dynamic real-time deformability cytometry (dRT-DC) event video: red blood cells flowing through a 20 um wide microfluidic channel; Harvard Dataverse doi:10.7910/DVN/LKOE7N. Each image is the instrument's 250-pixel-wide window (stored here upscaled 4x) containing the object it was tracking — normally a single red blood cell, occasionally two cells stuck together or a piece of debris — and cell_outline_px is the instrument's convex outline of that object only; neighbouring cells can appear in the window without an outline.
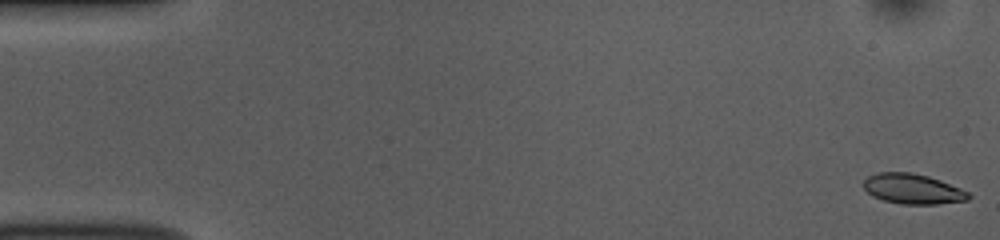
{"species": "common noctule bat (a hibernating species)", "species_latin": "Nyctalus noctula", "temperature_condition": "room temperature", "stored_images_in_passage": 53, "camera_frame_rate_fps": 3000, "um_per_image_px": 0.085, "animal": {"sex": "female", "body_mass_g": 10.0, "forearm_length_mm": 53.1}, "frame": {"image": 1, "passage_image": 1, "time_ms": 0.0, "image_size_px": [1000, 240], "cell_outline_px": [[972, 196], [968, 200], [936, 204], [900, 204], [884, 200], [872, 196], [864, 188], [864, 180], [868, 176], [876, 172], [912, 172], [928, 176], [940, 180], [960, 188], [968, 192]], "centroid_in_image_um": [77.58, 16.05], "position_along_channel_um": 7.4, "area_um2": 18.44}}
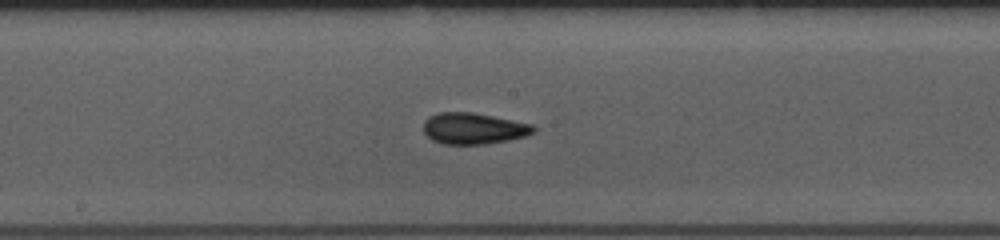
{"frame": {"image": 2, "passage_image": 28, "time_ms": 9.0, "image_size_px": [1000, 240], "cell_outline_px": [[536, 132], [524, 136], [508, 140], [484, 144], [444, 144], [432, 140], [424, 132], [424, 120], [428, 116], [440, 112], [472, 112], [532, 124], [536, 128]], "centroid_in_image_um": [40.24, 10.91], "position_along_channel_um": 208.0, "area_um2": 20.0}}
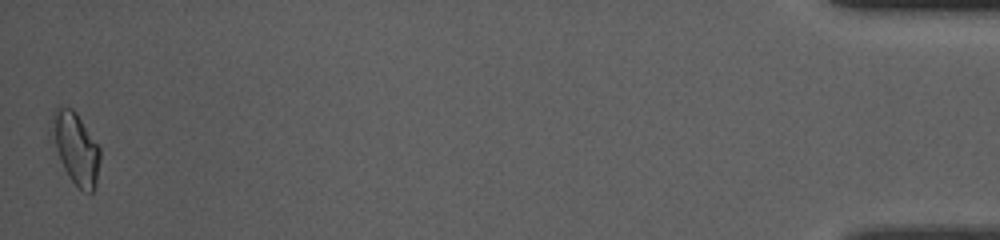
{"frame": {"image": 3, "passage_image": 53, "time_ms": 17.333, "image_size_px": [1000, 240], "cell_outline_px": [[100, 160], [96, 184], [92, 192], [88, 192], [80, 188], [68, 176], [60, 160], [48, 132], [48, 128], [56, 108], [60, 104], [72, 108], [76, 112], [100, 148]], "centroid_in_image_um": [6.4, 12.54], "position_along_channel_um": 428.8, "area_um2": 20.29}, "authors_computed_cell_mechanics": {"area_um2": 19.1318, "velocity_mm_per_s": 3.7455, "shape_relaxation_time_tau1_ms": 4.543, "shape_relaxation_time_tau2_ms": 2.7172, "deformation_change_tau1": 0.1136, "deformation_change_tau2": 0.0629}}